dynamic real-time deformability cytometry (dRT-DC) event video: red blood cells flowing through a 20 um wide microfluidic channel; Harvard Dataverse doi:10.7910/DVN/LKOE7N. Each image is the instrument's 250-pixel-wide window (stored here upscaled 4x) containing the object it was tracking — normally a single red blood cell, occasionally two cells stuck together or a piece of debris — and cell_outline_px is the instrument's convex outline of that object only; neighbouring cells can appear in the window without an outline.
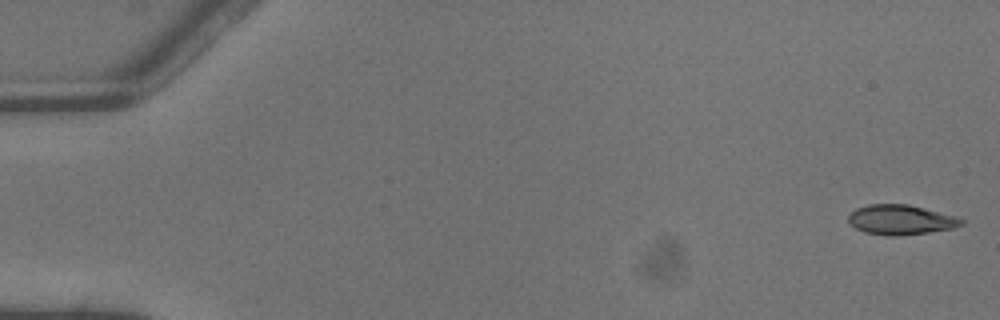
{"species": "common noctule bat (a hibernating species)", "species_latin": "Nyctalus noctula", "temperature_condition": "warm", "stored_images_in_passage": 3, "camera_frame_rate_fps": 3000, "um_per_image_px": 0.085, "animal": {"sex": "male", "body_mass_g": 13.3}, "frame": {"image": 1, "passage_image": 1, "time_ms": 0.0, "image_size_px": [1000, 320], "cell_outline_px": [[964, 224], [956, 228], [900, 236], [888, 236], [864, 232], [856, 228], [848, 220], [848, 216], [856, 208], [868, 204], [908, 204], [956, 216], [964, 220]], "centroid_in_image_um": [76.59, 18.68], "position_along_channel_um": 8.4, "area_um2": 19.71}}